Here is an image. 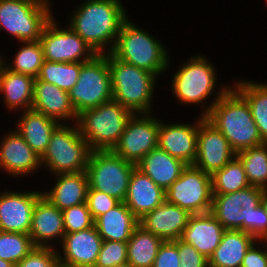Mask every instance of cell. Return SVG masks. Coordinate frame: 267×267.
Wrapping results in <instances>:
<instances>
[{"label": "cell", "instance_id": "1", "mask_svg": "<svg viewBox=\"0 0 267 267\" xmlns=\"http://www.w3.org/2000/svg\"><path fill=\"white\" fill-rule=\"evenodd\" d=\"M75 5L66 25L96 54H109L122 24L130 17L122 0H85Z\"/></svg>", "mask_w": 267, "mask_h": 267}, {"label": "cell", "instance_id": "2", "mask_svg": "<svg viewBox=\"0 0 267 267\" xmlns=\"http://www.w3.org/2000/svg\"><path fill=\"white\" fill-rule=\"evenodd\" d=\"M190 57L177 66L176 72L170 79L172 81L169 89L178 104L188 107L198 106L201 109L199 115L205 117L212 106L232 87V84L230 86L229 83L228 85L218 84L217 69L210 57L207 58L202 53Z\"/></svg>", "mask_w": 267, "mask_h": 267}, {"label": "cell", "instance_id": "3", "mask_svg": "<svg viewBox=\"0 0 267 267\" xmlns=\"http://www.w3.org/2000/svg\"><path fill=\"white\" fill-rule=\"evenodd\" d=\"M263 190L249 186L234 193L213 195L210 212L226 230H241L261 240L267 236V214L261 205Z\"/></svg>", "mask_w": 267, "mask_h": 267}, {"label": "cell", "instance_id": "4", "mask_svg": "<svg viewBox=\"0 0 267 267\" xmlns=\"http://www.w3.org/2000/svg\"><path fill=\"white\" fill-rule=\"evenodd\" d=\"M205 119L238 153L264 144L247 101L231 87L210 109Z\"/></svg>", "mask_w": 267, "mask_h": 267}, {"label": "cell", "instance_id": "5", "mask_svg": "<svg viewBox=\"0 0 267 267\" xmlns=\"http://www.w3.org/2000/svg\"><path fill=\"white\" fill-rule=\"evenodd\" d=\"M129 17L119 31L110 54L123 62L147 70L159 79L170 69V51L141 25Z\"/></svg>", "mask_w": 267, "mask_h": 267}, {"label": "cell", "instance_id": "6", "mask_svg": "<svg viewBox=\"0 0 267 267\" xmlns=\"http://www.w3.org/2000/svg\"><path fill=\"white\" fill-rule=\"evenodd\" d=\"M108 66L113 100L134 114L153 113L155 88L160 79L147 70L114 58L110 53Z\"/></svg>", "mask_w": 267, "mask_h": 267}, {"label": "cell", "instance_id": "7", "mask_svg": "<svg viewBox=\"0 0 267 267\" xmlns=\"http://www.w3.org/2000/svg\"><path fill=\"white\" fill-rule=\"evenodd\" d=\"M120 103L111 100L77 114L80 135L93 151H111L133 115Z\"/></svg>", "mask_w": 267, "mask_h": 267}, {"label": "cell", "instance_id": "8", "mask_svg": "<svg viewBox=\"0 0 267 267\" xmlns=\"http://www.w3.org/2000/svg\"><path fill=\"white\" fill-rule=\"evenodd\" d=\"M93 150L80 135L77 124H60L40 158L41 170L49 175L86 171Z\"/></svg>", "mask_w": 267, "mask_h": 267}, {"label": "cell", "instance_id": "9", "mask_svg": "<svg viewBox=\"0 0 267 267\" xmlns=\"http://www.w3.org/2000/svg\"><path fill=\"white\" fill-rule=\"evenodd\" d=\"M54 5L37 0H0V33L15 41H38L45 25L56 15Z\"/></svg>", "mask_w": 267, "mask_h": 267}, {"label": "cell", "instance_id": "10", "mask_svg": "<svg viewBox=\"0 0 267 267\" xmlns=\"http://www.w3.org/2000/svg\"><path fill=\"white\" fill-rule=\"evenodd\" d=\"M68 93L77 114L113 100L108 54L81 62L77 83Z\"/></svg>", "mask_w": 267, "mask_h": 267}, {"label": "cell", "instance_id": "11", "mask_svg": "<svg viewBox=\"0 0 267 267\" xmlns=\"http://www.w3.org/2000/svg\"><path fill=\"white\" fill-rule=\"evenodd\" d=\"M136 165L112 151H93L87 165L89 187L125 201L129 179Z\"/></svg>", "mask_w": 267, "mask_h": 267}, {"label": "cell", "instance_id": "12", "mask_svg": "<svg viewBox=\"0 0 267 267\" xmlns=\"http://www.w3.org/2000/svg\"><path fill=\"white\" fill-rule=\"evenodd\" d=\"M212 200L211 175L193 165H187L180 177L165 191L166 202L191 214L210 212Z\"/></svg>", "mask_w": 267, "mask_h": 267}, {"label": "cell", "instance_id": "13", "mask_svg": "<svg viewBox=\"0 0 267 267\" xmlns=\"http://www.w3.org/2000/svg\"><path fill=\"white\" fill-rule=\"evenodd\" d=\"M55 17L45 25L39 39L44 60L63 63L92 60L97 54L91 47L69 26H61Z\"/></svg>", "mask_w": 267, "mask_h": 267}, {"label": "cell", "instance_id": "14", "mask_svg": "<svg viewBox=\"0 0 267 267\" xmlns=\"http://www.w3.org/2000/svg\"><path fill=\"white\" fill-rule=\"evenodd\" d=\"M157 117L154 113L133 114L111 151L137 165L145 155L158 147L160 119Z\"/></svg>", "mask_w": 267, "mask_h": 267}, {"label": "cell", "instance_id": "15", "mask_svg": "<svg viewBox=\"0 0 267 267\" xmlns=\"http://www.w3.org/2000/svg\"><path fill=\"white\" fill-rule=\"evenodd\" d=\"M35 190L0 191V231L29 234L35 204L43 195Z\"/></svg>", "mask_w": 267, "mask_h": 267}, {"label": "cell", "instance_id": "16", "mask_svg": "<svg viewBox=\"0 0 267 267\" xmlns=\"http://www.w3.org/2000/svg\"><path fill=\"white\" fill-rule=\"evenodd\" d=\"M236 156L227 139L205 117L199 115L197 156L193 166L212 175Z\"/></svg>", "mask_w": 267, "mask_h": 267}, {"label": "cell", "instance_id": "17", "mask_svg": "<svg viewBox=\"0 0 267 267\" xmlns=\"http://www.w3.org/2000/svg\"><path fill=\"white\" fill-rule=\"evenodd\" d=\"M0 138V171L14 178H25L40 172L38 155L15 130H7ZM34 172V173H33Z\"/></svg>", "mask_w": 267, "mask_h": 267}, {"label": "cell", "instance_id": "18", "mask_svg": "<svg viewBox=\"0 0 267 267\" xmlns=\"http://www.w3.org/2000/svg\"><path fill=\"white\" fill-rule=\"evenodd\" d=\"M163 120L160 117L158 147L185 164L193 165L197 156L199 116L191 123Z\"/></svg>", "mask_w": 267, "mask_h": 267}, {"label": "cell", "instance_id": "19", "mask_svg": "<svg viewBox=\"0 0 267 267\" xmlns=\"http://www.w3.org/2000/svg\"><path fill=\"white\" fill-rule=\"evenodd\" d=\"M103 239L92 227L65 234L57 250L60 266H94ZM61 249V250H59Z\"/></svg>", "mask_w": 267, "mask_h": 267}, {"label": "cell", "instance_id": "20", "mask_svg": "<svg viewBox=\"0 0 267 267\" xmlns=\"http://www.w3.org/2000/svg\"><path fill=\"white\" fill-rule=\"evenodd\" d=\"M64 235L62 211L42 195L35 204L32 214L29 231L32 243L35 247L58 248Z\"/></svg>", "mask_w": 267, "mask_h": 267}, {"label": "cell", "instance_id": "21", "mask_svg": "<svg viewBox=\"0 0 267 267\" xmlns=\"http://www.w3.org/2000/svg\"><path fill=\"white\" fill-rule=\"evenodd\" d=\"M31 109L56 120L60 124H70V122L72 124L76 123L77 120V113L71 103L69 93L54 84L36 78Z\"/></svg>", "mask_w": 267, "mask_h": 267}, {"label": "cell", "instance_id": "22", "mask_svg": "<svg viewBox=\"0 0 267 267\" xmlns=\"http://www.w3.org/2000/svg\"><path fill=\"white\" fill-rule=\"evenodd\" d=\"M192 214L177 205L164 201L139 219V225L163 241L180 239Z\"/></svg>", "mask_w": 267, "mask_h": 267}, {"label": "cell", "instance_id": "23", "mask_svg": "<svg viewBox=\"0 0 267 267\" xmlns=\"http://www.w3.org/2000/svg\"><path fill=\"white\" fill-rule=\"evenodd\" d=\"M225 230L211 212L192 214L180 239L209 259Z\"/></svg>", "mask_w": 267, "mask_h": 267}, {"label": "cell", "instance_id": "24", "mask_svg": "<svg viewBox=\"0 0 267 267\" xmlns=\"http://www.w3.org/2000/svg\"><path fill=\"white\" fill-rule=\"evenodd\" d=\"M165 201V191L135 167L124 203L139 220Z\"/></svg>", "mask_w": 267, "mask_h": 267}, {"label": "cell", "instance_id": "25", "mask_svg": "<svg viewBox=\"0 0 267 267\" xmlns=\"http://www.w3.org/2000/svg\"><path fill=\"white\" fill-rule=\"evenodd\" d=\"M51 188L42 189L43 196L61 211L86 202L89 180L86 171L51 175ZM46 190V191H45Z\"/></svg>", "mask_w": 267, "mask_h": 267}, {"label": "cell", "instance_id": "26", "mask_svg": "<svg viewBox=\"0 0 267 267\" xmlns=\"http://www.w3.org/2000/svg\"><path fill=\"white\" fill-rule=\"evenodd\" d=\"M59 125L60 123L56 120L29 109L20 112L13 128L41 158L47 149L52 133Z\"/></svg>", "mask_w": 267, "mask_h": 267}, {"label": "cell", "instance_id": "27", "mask_svg": "<svg viewBox=\"0 0 267 267\" xmlns=\"http://www.w3.org/2000/svg\"><path fill=\"white\" fill-rule=\"evenodd\" d=\"M35 78L8 70L0 71V97L8 111L22 112L32 108Z\"/></svg>", "mask_w": 267, "mask_h": 267}, {"label": "cell", "instance_id": "28", "mask_svg": "<svg viewBox=\"0 0 267 267\" xmlns=\"http://www.w3.org/2000/svg\"><path fill=\"white\" fill-rule=\"evenodd\" d=\"M136 167L166 191L180 177L187 164L156 147Z\"/></svg>", "mask_w": 267, "mask_h": 267}, {"label": "cell", "instance_id": "29", "mask_svg": "<svg viewBox=\"0 0 267 267\" xmlns=\"http://www.w3.org/2000/svg\"><path fill=\"white\" fill-rule=\"evenodd\" d=\"M103 241L127 242L132 232L139 226V220L124 202L94 220Z\"/></svg>", "mask_w": 267, "mask_h": 267}, {"label": "cell", "instance_id": "30", "mask_svg": "<svg viewBox=\"0 0 267 267\" xmlns=\"http://www.w3.org/2000/svg\"><path fill=\"white\" fill-rule=\"evenodd\" d=\"M256 241L241 230H225L219 246L208 259L209 267H241L243 258Z\"/></svg>", "mask_w": 267, "mask_h": 267}, {"label": "cell", "instance_id": "31", "mask_svg": "<svg viewBox=\"0 0 267 267\" xmlns=\"http://www.w3.org/2000/svg\"><path fill=\"white\" fill-rule=\"evenodd\" d=\"M237 79L232 87L247 101L264 143H267V82Z\"/></svg>", "mask_w": 267, "mask_h": 267}, {"label": "cell", "instance_id": "32", "mask_svg": "<svg viewBox=\"0 0 267 267\" xmlns=\"http://www.w3.org/2000/svg\"><path fill=\"white\" fill-rule=\"evenodd\" d=\"M163 242L139 225L127 241V262L133 267H152Z\"/></svg>", "mask_w": 267, "mask_h": 267}, {"label": "cell", "instance_id": "33", "mask_svg": "<svg viewBox=\"0 0 267 267\" xmlns=\"http://www.w3.org/2000/svg\"><path fill=\"white\" fill-rule=\"evenodd\" d=\"M20 48L16 50L14 56L9 61L4 58L3 65L10 71L27 74L36 78L44 62V56L40 41L19 42Z\"/></svg>", "mask_w": 267, "mask_h": 267}, {"label": "cell", "instance_id": "34", "mask_svg": "<svg viewBox=\"0 0 267 267\" xmlns=\"http://www.w3.org/2000/svg\"><path fill=\"white\" fill-rule=\"evenodd\" d=\"M211 180L213 195L230 194L250 186L244 166L237 156L222 169L215 171Z\"/></svg>", "mask_w": 267, "mask_h": 267}, {"label": "cell", "instance_id": "35", "mask_svg": "<svg viewBox=\"0 0 267 267\" xmlns=\"http://www.w3.org/2000/svg\"><path fill=\"white\" fill-rule=\"evenodd\" d=\"M250 186L267 190V143L236 153Z\"/></svg>", "mask_w": 267, "mask_h": 267}, {"label": "cell", "instance_id": "36", "mask_svg": "<svg viewBox=\"0 0 267 267\" xmlns=\"http://www.w3.org/2000/svg\"><path fill=\"white\" fill-rule=\"evenodd\" d=\"M80 68V62L63 63L44 60L36 79L54 84L69 92L77 83Z\"/></svg>", "mask_w": 267, "mask_h": 267}, {"label": "cell", "instance_id": "37", "mask_svg": "<svg viewBox=\"0 0 267 267\" xmlns=\"http://www.w3.org/2000/svg\"><path fill=\"white\" fill-rule=\"evenodd\" d=\"M34 247L29 234L0 231V259L16 265Z\"/></svg>", "mask_w": 267, "mask_h": 267}, {"label": "cell", "instance_id": "38", "mask_svg": "<svg viewBox=\"0 0 267 267\" xmlns=\"http://www.w3.org/2000/svg\"><path fill=\"white\" fill-rule=\"evenodd\" d=\"M65 234L88 229L94 225L86 202L62 211Z\"/></svg>", "mask_w": 267, "mask_h": 267}, {"label": "cell", "instance_id": "39", "mask_svg": "<svg viewBox=\"0 0 267 267\" xmlns=\"http://www.w3.org/2000/svg\"><path fill=\"white\" fill-rule=\"evenodd\" d=\"M127 262V242L103 241L94 267H113Z\"/></svg>", "mask_w": 267, "mask_h": 267}, {"label": "cell", "instance_id": "40", "mask_svg": "<svg viewBox=\"0 0 267 267\" xmlns=\"http://www.w3.org/2000/svg\"><path fill=\"white\" fill-rule=\"evenodd\" d=\"M15 267H59L57 248L34 247Z\"/></svg>", "mask_w": 267, "mask_h": 267}, {"label": "cell", "instance_id": "41", "mask_svg": "<svg viewBox=\"0 0 267 267\" xmlns=\"http://www.w3.org/2000/svg\"><path fill=\"white\" fill-rule=\"evenodd\" d=\"M120 202L117 198L107 195L104 192L93 190L90 187L88 188L86 204L93 220L105 214Z\"/></svg>", "mask_w": 267, "mask_h": 267}, {"label": "cell", "instance_id": "42", "mask_svg": "<svg viewBox=\"0 0 267 267\" xmlns=\"http://www.w3.org/2000/svg\"><path fill=\"white\" fill-rule=\"evenodd\" d=\"M180 267H209L208 259L181 239H177Z\"/></svg>", "mask_w": 267, "mask_h": 267}, {"label": "cell", "instance_id": "43", "mask_svg": "<svg viewBox=\"0 0 267 267\" xmlns=\"http://www.w3.org/2000/svg\"><path fill=\"white\" fill-rule=\"evenodd\" d=\"M152 267H180L177 240L161 244Z\"/></svg>", "mask_w": 267, "mask_h": 267}, {"label": "cell", "instance_id": "44", "mask_svg": "<svg viewBox=\"0 0 267 267\" xmlns=\"http://www.w3.org/2000/svg\"><path fill=\"white\" fill-rule=\"evenodd\" d=\"M241 267H267V250L261 240H256L248 249Z\"/></svg>", "mask_w": 267, "mask_h": 267}, {"label": "cell", "instance_id": "45", "mask_svg": "<svg viewBox=\"0 0 267 267\" xmlns=\"http://www.w3.org/2000/svg\"><path fill=\"white\" fill-rule=\"evenodd\" d=\"M261 205L264 208L265 213L267 214V190H263Z\"/></svg>", "mask_w": 267, "mask_h": 267}, {"label": "cell", "instance_id": "46", "mask_svg": "<svg viewBox=\"0 0 267 267\" xmlns=\"http://www.w3.org/2000/svg\"><path fill=\"white\" fill-rule=\"evenodd\" d=\"M0 267H15V264H13L9 261L0 259Z\"/></svg>", "mask_w": 267, "mask_h": 267}, {"label": "cell", "instance_id": "47", "mask_svg": "<svg viewBox=\"0 0 267 267\" xmlns=\"http://www.w3.org/2000/svg\"><path fill=\"white\" fill-rule=\"evenodd\" d=\"M3 51H2V53H1V51H0V71H1V68L3 67V63H4V56H5V54H3Z\"/></svg>", "mask_w": 267, "mask_h": 267}, {"label": "cell", "instance_id": "48", "mask_svg": "<svg viewBox=\"0 0 267 267\" xmlns=\"http://www.w3.org/2000/svg\"><path fill=\"white\" fill-rule=\"evenodd\" d=\"M37 1H39V2H41V3H44V4H46V5H53L52 3V1L51 0H37Z\"/></svg>", "mask_w": 267, "mask_h": 267}, {"label": "cell", "instance_id": "49", "mask_svg": "<svg viewBox=\"0 0 267 267\" xmlns=\"http://www.w3.org/2000/svg\"><path fill=\"white\" fill-rule=\"evenodd\" d=\"M113 267H133L132 265H130L128 262L124 263V264H120V265H116Z\"/></svg>", "mask_w": 267, "mask_h": 267}, {"label": "cell", "instance_id": "50", "mask_svg": "<svg viewBox=\"0 0 267 267\" xmlns=\"http://www.w3.org/2000/svg\"><path fill=\"white\" fill-rule=\"evenodd\" d=\"M261 242L264 244V246H265V248H266V250H267V236L263 237V238L261 239Z\"/></svg>", "mask_w": 267, "mask_h": 267}, {"label": "cell", "instance_id": "51", "mask_svg": "<svg viewBox=\"0 0 267 267\" xmlns=\"http://www.w3.org/2000/svg\"><path fill=\"white\" fill-rule=\"evenodd\" d=\"M63 267H94V266H63Z\"/></svg>", "mask_w": 267, "mask_h": 267}]
</instances>
